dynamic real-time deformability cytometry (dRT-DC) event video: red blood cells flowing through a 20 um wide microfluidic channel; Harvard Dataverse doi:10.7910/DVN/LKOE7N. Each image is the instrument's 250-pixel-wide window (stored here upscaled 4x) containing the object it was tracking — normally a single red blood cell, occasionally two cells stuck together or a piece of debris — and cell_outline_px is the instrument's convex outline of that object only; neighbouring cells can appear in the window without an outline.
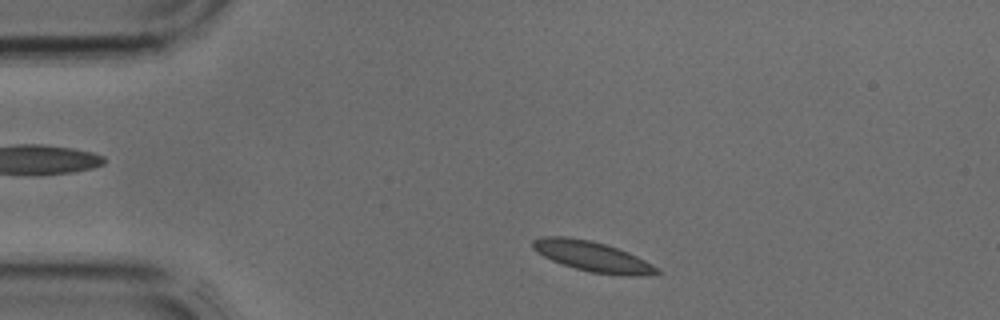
{"species": "common noctule bat (a hibernating species)", "species_latin": "Nyctalus noctula", "temperature_condition": "cold", "stored_images_in_passage": 35, "camera_frame_rate_fps": 3000, "um_per_image_px": 0.085, "animal": {"sex": "male", "body_mass_g": 17.9, "forearm_length_mm": 54.2}, "frame": {"image": 1, "passage_image": 2, "time_ms": 0.333, "image_size_px": [1000, 320], "cell_outline_px": [[664, 272], [648, 276], [624, 276], [592, 272], [576, 268], [552, 260], [544, 256], [532, 248], [532, 240], [540, 236], [568, 236], [592, 240], [628, 252], [660, 268]], "centroid_in_image_um": [50.4, 21.8], "position_along_channel_um": 34.6, "area_um2": 21.96}}
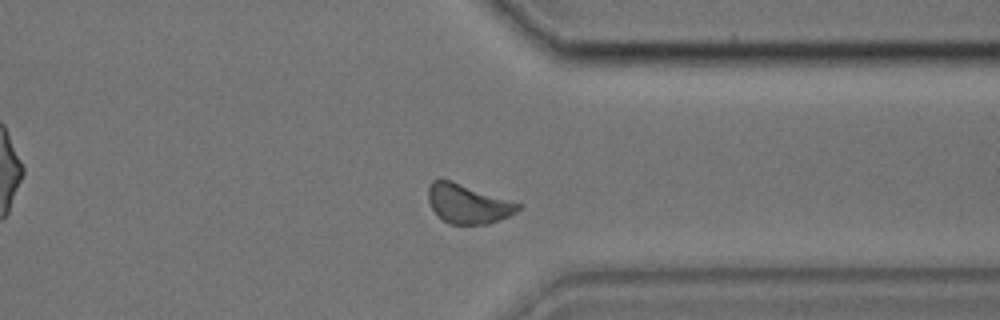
{"frame": {"image": 2, "passage_image": 26, "time_ms": 8.333, "image_size_px": [1000, 320], "cell_outline_px": [[520, 208], [516, 212], [508, 216], [488, 224], [452, 224], [444, 220], [432, 208], [428, 200], [428, 188], [432, 180], [440, 176], [452, 180], [520, 204]], "centroid_in_image_um": [39.72, 17.28], "position_along_channel_um": 371.7, "area_um2": 20.4}}
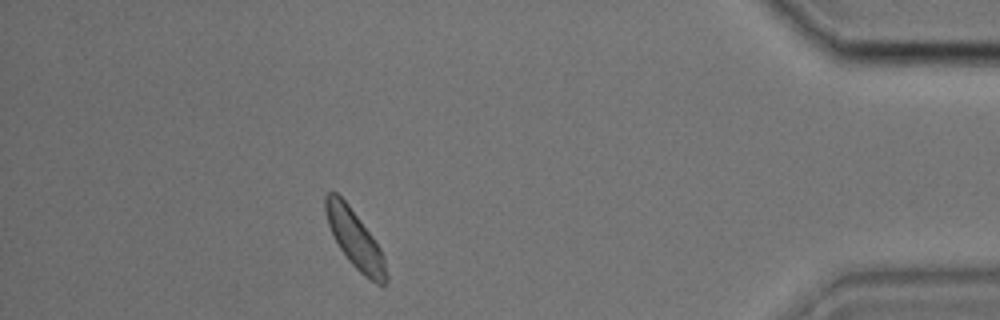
{"frame": {"image": 3, "passage_image": 31, "time_ms": 10.0, "image_size_px": [1000, 320], "cell_outline_px": [[388, 280], [384, 284], [376, 284], [364, 276], [348, 260], [340, 248], [328, 224], [324, 208], [324, 196], [328, 192], [336, 192], [348, 204], [372, 236], [380, 248], [384, 256], [388, 276]], "centroid_in_image_um": [30.18, 20.34], "position_along_channel_um": 405.0, "area_um2": 20.23}}